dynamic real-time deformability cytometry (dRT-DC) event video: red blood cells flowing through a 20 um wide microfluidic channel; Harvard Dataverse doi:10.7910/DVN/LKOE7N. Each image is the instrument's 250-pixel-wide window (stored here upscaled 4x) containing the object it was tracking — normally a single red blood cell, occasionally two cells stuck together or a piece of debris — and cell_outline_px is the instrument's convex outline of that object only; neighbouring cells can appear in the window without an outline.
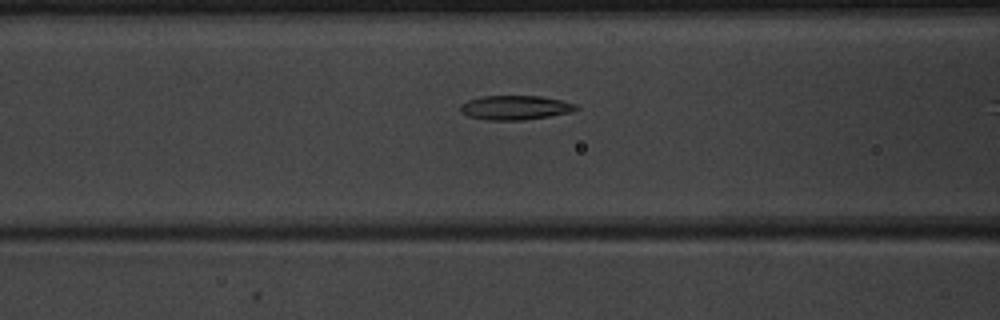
{"species": "common noctule bat (a hibernating species)", "species_latin": "Nyctalus noctula", "temperature_condition": "warm", "stored_images_in_passage": 10, "camera_frame_rate_fps": 3000, "um_per_image_px": 0.085, "animal": {"sex": "male", "body_mass_g": 20.1, "forearm_length_mm": 53.5}, "frame": {"image": 1, "passage_image": 9, "time_ms": 2.667, "image_size_px": [1000, 320], "cell_outline_px": [[580, 108], [572, 112], [524, 120], [484, 120], [468, 116], [460, 112], [460, 104], [468, 100], [480, 96], [540, 96], [560, 100], [576, 104]], "centroid_in_image_um": [43.76, 9.15], "position_along_channel_um": 122.8, "area_um2": 16.47}}